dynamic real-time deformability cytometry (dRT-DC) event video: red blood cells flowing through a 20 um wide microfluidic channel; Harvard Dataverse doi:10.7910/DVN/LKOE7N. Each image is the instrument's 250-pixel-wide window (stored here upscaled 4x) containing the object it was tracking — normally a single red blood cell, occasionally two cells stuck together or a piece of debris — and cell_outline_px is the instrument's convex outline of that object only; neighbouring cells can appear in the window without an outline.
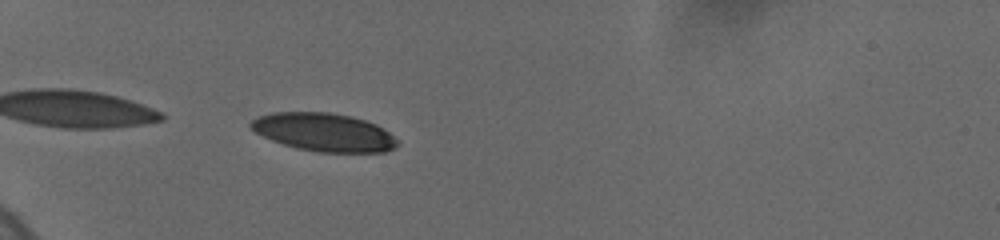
{"species": "human", "species_latin": "Homo sapiens", "temperature_condition": "cold", "stored_images_in_passage": 40, "camera_frame_rate_fps": 3000, "um_per_image_px": 0.085, "donor": {"sex": "female"}, "frame": {"image": 1, "passage_image": 5, "time_ms": 0.667, "image_size_px": [1000, 240], "cell_outline_px": [[396, 144], [392, 148], [384, 152], [320, 152], [296, 148], [272, 140], [248, 128], [248, 124], [256, 116], [272, 112], [328, 112], [352, 116], [376, 124], [388, 132], [396, 140]], "centroid_in_image_um": [27.46, 11.22], "position_along_channel_um": 57.5, "area_um2": 32.43}}
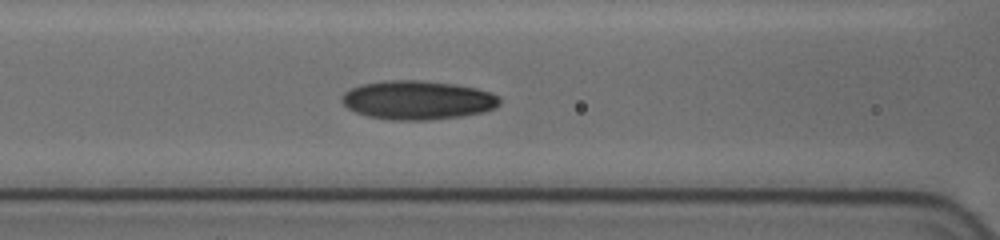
{"frame": {"image": 2, "passage_image": 28, "time_ms": 3.333, "image_size_px": [1000, 240], "cell_outline_px": [[500, 104], [496, 108], [484, 112], [464, 116], [428, 120], [392, 120], [368, 116], [356, 112], [348, 108], [340, 100], [340, 96], [344, 92], [360, 84], [384, 80], [420, 80], [456, 84], [476, 88], [500, 96]], "centroid_in_image_um": [35.5, 8.5], "position_along_channel_um": 131.1, "area_um2": 36.07}}
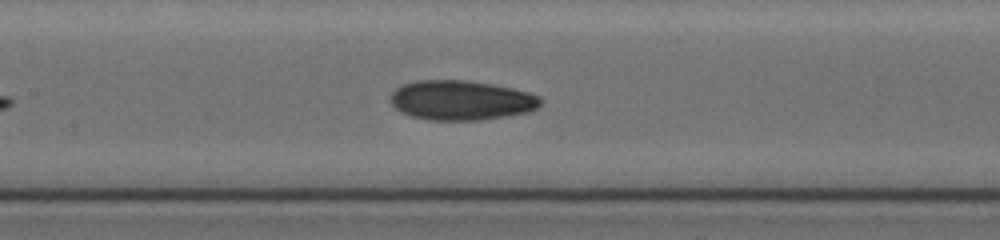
{"frame": {"image": 3, "passage_image": 36, "time_ms": 4.333, "image_size_px": [1000, 240], "cell_outline_px": [[540, 104], [536, 108], [528, 112], [480, 120], [428, 120], [412, 116], [400, 112], [392, 104], [392, 92], [396, 88], [404, 84], [416, 80], [464, 80], [492, 84], [512, 88], [528, 92], [540, 96]], "centroid_in_image_um": [39.19, 8.52], "position_along_channel_um": 168.2, "area_um2": 34.51}}